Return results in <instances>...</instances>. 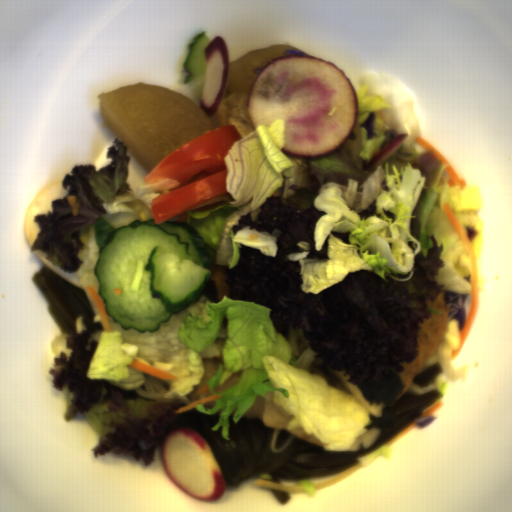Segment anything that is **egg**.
Wrapping results in <instances>:
<instances>
[{"mask_svg": "<svg viewBox=\"0 0 512 512\" xmlns=\"http://www.w3.org/2000/svg\"><path fill=\"white\" fill-rule=\"evenodd\" d=\"M34 252L39 255L44 267H46L52 273H54L55 275L64 279L65 281L69 282L70 284L83 289L82 283H81V278H80V276L77 275L76 272H66V271L62 270L61 266H54V264L51 261H48L46 259V257H47L46 253H44L41 250L37 249Z\"/></svg>", "mask_w": 512, "mask_h": 512, "instance_id": "2", "label": "egg"}, {"mask_svg": "<svg viewBox=\"0 0 512 512\" xmlns=\"http://www.w3.org/2000/svg\"><path fill=\"white\" fill-rule=\"evenodd\" d=\"M69 186L67 190L63 188V179L52 181L49 184L38 189L30 198L27 207L24 211L23 219V232L24 240L32 248L35 241L38 239L37 233L40 232L39 224L34 220L36 214H45L47 211H53L51 200L68 195Z\"/></svg>", "mask_w": 512, "mask_h": 512, "instance_id": "1", "label": "egg"}]
</instances>
